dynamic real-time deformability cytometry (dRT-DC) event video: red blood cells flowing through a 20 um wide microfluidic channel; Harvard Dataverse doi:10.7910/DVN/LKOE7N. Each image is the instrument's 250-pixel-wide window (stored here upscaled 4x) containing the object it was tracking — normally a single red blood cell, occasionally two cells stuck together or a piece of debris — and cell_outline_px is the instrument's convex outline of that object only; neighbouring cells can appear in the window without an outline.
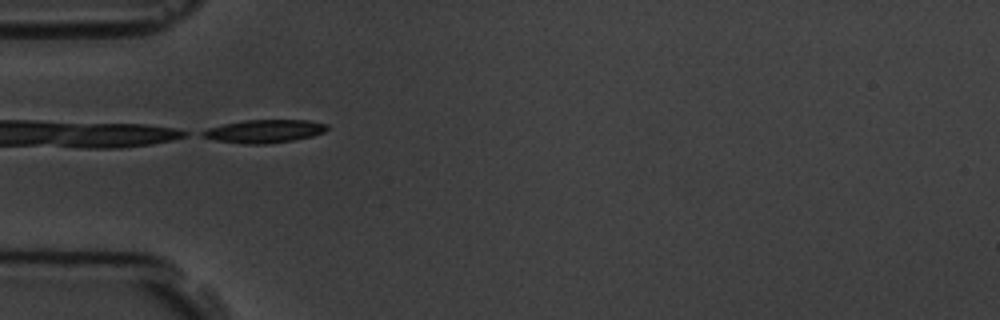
{"species": "common noctule bat (a hibernating species)", "species_latin": "Nyctalus noctula", "temperature_condition": "room temperature", "stored_images_in_passage": 40, "camera_frame_rate_fps": 3000, "um_per_image_px": 0.085, "animal": {"sex": "male", "body_mass_g": 19.5, "forearm_length_mm": 54.6}, "frame": {"image": 1, "passage_image": 1, "time_ms": 0.0, "image_size_px": [1000, 320], "cell_outline_px": [[328, 128], [324, 132], [312, 136], [292, 140], [268, 144], [244, 144], [216, 140], [200, 136], [200, 132], [208, 128], [224, 124], [244, 120], [308, 120], [328, 124]], "centroid_in_image_um": [22.46, 11.15], "position_along_channel_um": 62.5, "area_um2": 16.76}}
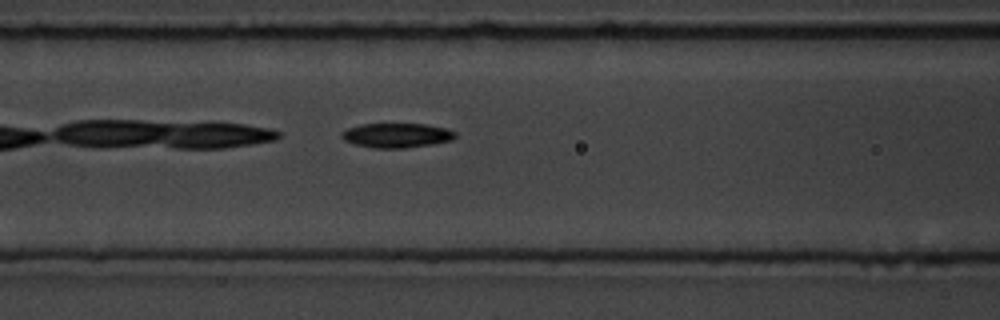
{"frame": {"image": 2, "passage_image": 7, "time_ms": 2.0, "image_size_px": [1000, 320], "cell_outline_px": [[456, 136], [452, 140], [432, 144], [404, 148], [372, 148], [356, 144], [344, 140], [340, 136], [340, 132], [348, 128], [360, 124], [428, 124], [448, 128], [456, 132]], "centroid_in_image_um": [33.73, 11.5], "position_along_channel_um": 132.9, "area_um2": 16.36}}
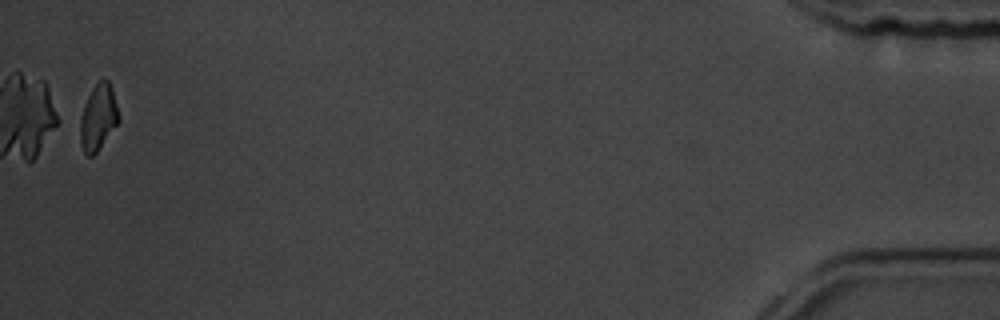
{"frame": {"image": 3, "passage_image": 39, "time_ms": 12.667, "image_size_px": [1000, 320], "cell_outline_px": [[120, 120], [96, 152], [92, 156], [88, 156], [84, 152], [80, 144], [72, 120], [92, 88], [104, 76], [108, 80], [112, 88], [120, 116]], "centroid_in_image_um": [8.21, 9.97], "position_along_channel_um": 427.0, "area_um2": 16.18}, "authors_computed_cell_mechanics": {"area_um2": 16.2129, "velocity_mm_per_s": 3.6101, "shape_relaxation_time_tau1_ms": 2.7397, "shape_relaxation_time_tau2_ms": null, "deformation_change_tau1": 0.0968, "deformation_change_tau2": null}}